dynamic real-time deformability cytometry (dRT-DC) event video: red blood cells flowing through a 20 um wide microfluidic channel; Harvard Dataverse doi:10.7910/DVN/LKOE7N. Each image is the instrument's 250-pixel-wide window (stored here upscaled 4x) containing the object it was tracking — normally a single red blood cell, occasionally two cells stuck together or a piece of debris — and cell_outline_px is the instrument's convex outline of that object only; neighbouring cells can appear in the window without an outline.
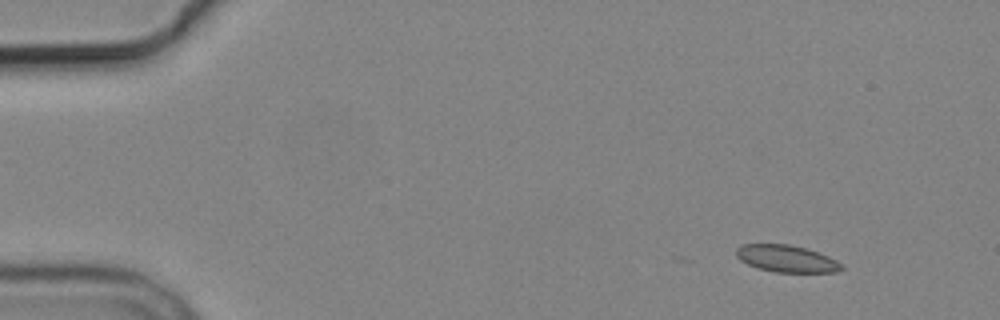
{"species": "common noctule bat (a hibernating species)", "species_latin": "Nyctalus noctula", "temperature_condition": "cold", "stored_images_in_passage": 2, "camera_frame_rate_fps": 3000, "um_per_image_px": 0.085, "animal": {"sex": "male", "body_mass_g": 19.2, "forearm_length_mm": 51.8}, "frame": {"image": 1, "passage_image": 2, "time_ms": 2.0, "image_size_px": [1000, 320], "cell_outline_px": [[844, 268], [836, 272], [776, 272], [756, 268], [740, 260], [736, 256], [736, 248], [740, 244], [788, 244], [804, 248], [828, 256], [836, 260]], "centroid_in_image_um": [66.8, 21.98], "position_along_channel_um": 18.2, "area_um2": 16.47}}